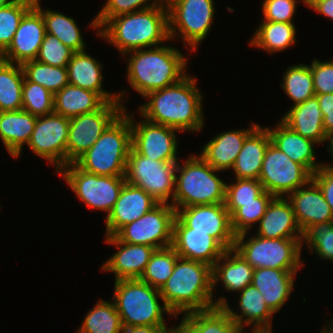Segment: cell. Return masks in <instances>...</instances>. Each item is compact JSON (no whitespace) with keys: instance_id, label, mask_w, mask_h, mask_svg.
<instances>
[{"instance_id":"6da1fadb","label":"cell","mask_w":333,"mask_h":333,"mask_svg":"<svg viewBox=\"0 0 333 333\" xmlns=\"http://www.w3.org/2000/svg\"><path fill=\"white\" fill-rule=\"evenodd\" d=\"M196 79L186 75L179 82L148 93L146 103L139 106L140 117L155 124L179 131L197 132L203 129V95Z\"/></svg>"},{"instance_id":"7a4b0ae2","label":"cell","mask_w":333,"mask_h":333,"mask_svg":"<svg viewBox=\"0 0 333 333\" xmlns=\"http://www.w3.org/2000/svg\"><path fill=\"white\" fill-rule=\"evenodd\" d=\"M99 37L114 45L123 57L131 51L160 46L170 40L168 7L159 5L110 18L99 29Z\"/></svg>"},{"instance_id":"3957f363","label":"cell","mask_w":333,"mask_h":333,"mask_svg":"<svg viewBox=\"0 0 333 333\" xmlns=\"http://www.w3.org/2000/svg\"><path fill=\"white\" fill-rule=\"evenodd\" d=\"M212 266L178 257L172 275L160 289L173 317L215 307Z\"/></svg>"},{"instance_id":"277c9868","label":"cell","mask_w":333,"mask_h":333,"mask_svg":"<svg viewBox=\"0 0 333 333\" xmlns=\"http://www.w3.org/2000/svg\"><path fill=\"white\" fill-rule=\"evenodd\" d=\"M125 55L129 57L126 79L142 97L173 85L187 75L188 60L170 45L135 50Z\"/></svg>"},{"instance_id":"5b68a950","label":"cell","mask_w":333,"mask_h":333,"mask_svg":"<svg viewBox=\"0 0 333 333\" xmlns=\"http://www.w3.org/2000/svg\"><path fill=\"white\" fill-rule=\"evenodd\" d=\"M124 111L74 163L82 170L104 176H125L131 149V122Z\"/></svg>"},{"instance_id":"8992f818","label":"cell","mask_w":333,"mask_h":333,"mask_svg":"<svg viewBox=\"0 0 333 333\" xmlns=\"http://www.w3.org/2000/svg\"><path fill=\"white\" fill-rule=\"evenodd\" d=\"M175 192L172 206L175 209L192 205L225 203L226 184L210 164L199 155H190L185 163L176 166Z\"/></svg>"},{"instance_id":"52a82bcc","label":"cell","mask_w":333,"mask_h":333,"mask_svg":"<svg viewBox=\"0 0 333 333\" xmlns=\"http://www.w3.org/2000/svg\"><path fill=\"white\" fill-rule=\"evenodd\" d=\"M113 299L123 327L166 325L164 312L171 317V311L160 300V290L140 279L115 281Z\"/></svg>"},{"instance_id":"ba28073f","label":"cell","mask_w":333,"mask_h":333,"mask_svg":"<svg viewBox=\"0 0 333 333\" xmlns=\"http://www.w3.org/2000/svg\"><path fill=\"white\" fill-rule=\"evenodd\" d=\"M246 237L247 232L236 235L233 249L254 269L299 271L304 266L303 238H263L255 234L246 241Z\"/></svg>"},{"instance_id":"9c48e42d","label":"cell","mask_w":333,"mask_h":333,"mask_svg":"<svg viewBox=\"0 0 333 333\" xmlns=\"http://www.w3.org/2000/svg\"><path fill=\"white\" fill-rule=\"evenodd\" d=\"M169 37L179 34L183 44L196 51L213 24L214 0H166Z\"/></svg>"},{"instance_id":"30bf717a","label":"cell","mask_w":333,"mask_h":333,"mask_svg":"<svg viewBox=\"0 0 333 333\" xmlns=\"http://www.w3.org/2000/svg\"><path fill=\"white\" fill-rule=\"evenodd\" d=\"M80 201L92 210L107 213L112 211L120 191L125 184V176L96 175L80 169L75 163L65 165L58 172Z\"/></svg>"},{"instance_id":"8fae6325","label":"cell","mask_w":333,"mask_h":333,"mask_svg":"<svg viewBox=\"0 0 333 333\" xmlns=\"http://www.w3.org/2000/svg\"><path fill=\"white\" fill-rule=\"evenodd\" d=\"M178 162L156 161L138 154L132 147L128 153L125 180L142 188L158 203L172 204ZM168 200L171 202L168 203Z\"/></svg>"},{"instance_id":"7c38bea8","label":"cell","mask_w":333,"mask_h":333,"mask_svg":"<svg viewBox=\"0 0 333 333\" xmlns=\"http://www.w3.org/2000/svg\"><path fill=\"white\" fill-rule=\"evenodd\" d=\"M175 208L158 203L145 215L120 228L114 236L124 243L149 245L155 249L172 245Z\"/></svg>"},{"instance_id":"4fadbf2b","label":"cell","mask_w":333,"mask_h":333,"mask_svg":"<svg viewBox=\"0 0 333 333\" xmlns=\"http://www.w3.org/2000/svg\"><path fill=\"white\" fill-rule=\"evenodd\" d=\"M312 179L301 164L291 160L271 142L266 148L258 180L263 189L274 197H286Z\"/></svg>"},{"instance_id":"5bb4252c","label":"cell","mask_w":333,"mask_h":333,"mask_svg":"<svg viewBox=\"0 0 333 333\" xmlns=\"http://www.w3.org/2000/svg\"><path fill=\"white\" fill-rule=\"evenodd\" d=\"M124 109L125 106L120 101H111L96 111L71 118L67 141V164L74 163L90 149Z\"/></svg>"},{"instance_id":"9a60e30c","label":"cell","mask_w":333,"mask_h":333,"mask_svg":"<svg viewBox=\"0 0 333 333\" xmlns=\"http://www.w3.org/2000/svg\"><path fill=\"white\" fill-rule=\"evenodd\" d=\"M70 119L55 112L37 116L27 146L37 156L56 166V172L67 165V141Z\"/></svg>"},{"instance_id":"2e32d148","label":"cell","mask_w":333,"mask_h":333,"mask_svg":"<svg viewBox=\"0 0 333 333\" xmlns=\"http://www.w3.org/2000/svg\"><path fill=\"white\" fill-rule=\"evenodd\" d=\"M176 210V218L191 232H206L214 237L226 250L233 249L235 237L231 227V216L225 203L192 205Z\"/></svg>"},{"instance_id":"e0dca14e","label":"cell","mask_w":333,"mask_h":333,"mask_svg":"<svg viewBox=\"0 0 333 333\" xmlns=\"http://www.w3.org/2000/svg\"><path fill=\"white\" fill-rule=\"evenodd\" d=\"M131 122V147L140 155L156 161L178 162V143L176 130L161 124H155L146 119Z\"/></svg>"},{"instance_id":"ac0fdd59","label":"cell","mask_w":333,"mask_h":333,"mask_svg":"<svg viewBox=\"0 0 333 333\" xmlns=\"http://www.w3.org/2000/svg\"><path fill=\"white\" fill-rule=\"evenodd\" d=\"M239 309L241 314L234 312L225 297L214 299L215 307H223L227 314L235 321L241 332L245 326L253 325V332H272V315L263 295L250 284L239 292Z\"/></svg>"},{"instance_id":"d6986e66","label":"cell","mask_w":333,"mask_h":333,"mask_svg":"<svg viewBox=\"0 0 333 333\" xmlns=\"http://www.w3.org/2000/svg\"><path fill=\"white\" fill-rule=\"evenodd\" d=\"M45 34L42 14L33 6L22 18L12 42L4 51L5 61L22 65L36 60Z\"/></svg>"},{"instance_id":"ffe728a7","label":"cell","mask_w":333,"mask_h":333,"mask_svg":"<svg viewBox=\"0 0 333 333\" xmlns=\"http://www.w3.org/2000/svg\"><path fill=\"white\" fill-rule=\"evenodd\" d=\"M179 257L214 266L226 249L206 232H191L176 217L173 221L172 245Z\"/></svg>"},{"instance_id":"44dd1931","label":"cell","mask_w":333,"mask_h":333,"mask_svg":"<svg viewBox=\"0 0 333 333\" xmlns=\"http://www.w3.org/2000/svg\"><path fill=\"white\" fill-rule=\"evenodd\" d=\"M105 241L117 247V251L103 263L102 271L113 272L115 281L140 279L155 248L149 245L124 243L114 235L106 236Z\"/></svg>"},{"instance_id":"7402d4cb","label":"cell","mask_w":333,"mask_h":333,"mask_svg":"<svg viewBox=\"0 0 333 333\" xmlns=\"http://www.w3.org/2000/svg\"><path fill=\"white\" fill-rule=\"evenodd\" d=\"M158 202L142 188L125 182L114 207L106 219V236H113L120 228L136 221Z\"/></svg>"},{"instance_id":"603a6c76","label":"cell","mask_w":333,"mask_h":333,"mask_svg":"<svg viewBox=\"0 0 333 333\" xmlns=\"http://www.w3.org/2000/svg\"><path fill=\"white\" fill-rule=\"evenodd\" d=\"M292 205L297 223L303 234L314 224L333 221L330 205L319 186L311 179L286 197Z\"/></svg>"},{"instance_id":"cb8c5ba5","label":"cell","mask_w":333,"mask_h":333,"mask_svg":"<svg viewBox=\"0 0 333 333\" xmlns=\"http://www.w3.org/2000/svg\"><path fill=\"white\" fill-rule=\"evenodd\" d=\"M69 84L96 92L105 102L120 101L123 105V95L109 93L103 89L102 63L90 56L86 51L74 52L67 64Z\"/></svg>"},{"instance_id":"d4e9b609","label":"cell","mask_w":333,"mask_h":333,"mask_svg":"<svg viewBox=\"0 0 333 333\" xmlns=\"http://www.w3.org/2000/svg\"><path fill=\"white\" fill-rule=\"evenodd\" d=\"M258 125L251 123L249 129L230 130L217 134L203 146L199 156L215 170L221 172L231 170L246 137Z\"/></svg>"},{"instance_id":"484cf974","label":"cell","mask_w":333,"mask_h":333,"mask_svg":"<svg viewBox=\"0 0 333 333\" xmlns=\"http://www.w3.org/2000/svg\"><path fill=\"white\" fill-rule=\"evenodd\" d=\"M263 238H303L292 205L286 197H274L257 226Z\"/></svg>"},{"instance_id":"4316f807","label":"cell","mask_w":333,"mask_h":333,"mask_svg":"<svg viewBox=\"0 0 333 333\" xmlns=\"http://www.w3.org/2000/svg\"><path fill=\"white\" fill-rule=\"evenodd\" d=\"M271 143L285 153L291 160L303 165L311 174L315 173L322 163L316 162L314 148L317 143L302 137L290 129L281 120L275 127H267Z\"/></svg>"},{"instance_id":"83f0119b","label":"cell","mask_w":333,"mask_h":333,"mask_svg":"<svg viewBox=\"0 0 333 333\" xmlns=\"http://www.w3.org/2000/svg\"><path fill=\"white\" fill-rule=\"evenodd\" d=\"M296 275L297 271L258 268L254 269L251 284L263 295L267 306L275 314L290 297Z\"/></svg>"},{"instance_id":"f1b7e54d","label":"cell","mask_w":333,"mask_h":333,"mask_svg":"<svg viewBox=\"0 0 333 333\" xmlns=\"http://www.w3.org/2000/svg\"><path fill=\"white\" fill-rule=\"evenodd\" d=\"M281 121L302 137L313 140L317 144L326 141L323 113L316 95L303 103L291 106L282 116Z\"/></svg>"},{"instance_id":"f546056e","label":"cell","mask_w":333,"mask_h":333,"mask_svg":"<svg viewBox=\"0 0 333 333\" xmlns=\"http://www.w3.org/2000/svg\"><path fill=\"white\" fill-rule=\"evenodd\" d=\"M271 142L267 127L258 125L245 139L232 167L236 179H257L260 176L263 158Z\"/></svg>"},{"instance_id":"4dcf8cb0","label":"cell","mask_w":333,"mask_h":333,"mask_svg":"<svg viewBox=\"0 0 333 333\" xmlns=\"http://www.w3.org/2000/svg\"><path fill=\"white\" fill-rule=\"evenodd\" d=\"M254 268L234 249L226 250L212 267L213 290L222 282L226 291L241 292L252 282Z\"/></svg>"},{"instance_id":"1f68e13d","label":"cell","mask_w":333,"mask_h":333,"mask_svg":"<svg viewBox=\"0 0 333 333\" xmlns=\"http://www.w3.org/2000/svg\"><path fill=\"white\" fill-rule=\"evenodd\" d=\"M36 120L37 116L23 109L0 112V138L13 158L29 143Z\"/></svg>"},{"instance_id":"d6a6232c","label":"cell","mask_w":333,"mask_h":333,"mask_svg":"<svg viewBox=\"0 0 333 333\" xmlns=\"http://www.w3.org/2000/svg\"><path fill=\"white\" fill-rule=\"evenodd\" d=\"M171 333H241L223 307H213L184 315Z\"/></svg>"},{"instance_id":"836d02e7","label":"cell","mask_w":333,"mask_h":333,"mask_svg":"<svg viewBox=\"0 0 333 333\" xmlns=\"http://www.w3.org/2000/svg\"><path fill=\"white\" fill-rule=\"evenodd\" d=\"M105 103L96 92L71 84L54 94V112L69 119L96 111Z\"/></svg>"},{"instance_id":"e575fe53","label":"cell","mask_w":333,"mask_h":333,"mask_svg":"<svg viewBox=\"0 0 333 333\" xmlns=\"http://www.w3.org/2000/svg\"><path fill=\"white\" fill-rule=\"evenodd\" d=\"M295 35L293 23L262 21L249 45L273 54L292 47L296 43Z\"/></svg>"},{"instance_id":"d590c367","label":"cell","mask_w":333,"mask_h":333,"mask_svg":"<svg viewBox=\"0 0 333 333\" xmlns=\"http://www.w3.org/2000/svg\"><path fill=\"white\" fill-rule=\"evenodd\" d=\"M34 7L42 14L46 33L57 37L74 52L85 51V43L75 20L58 11L44 10L40 0H35Z\"/></svg>"},{"instance_id":"8d00e7d4","label":"cell","mask_w":333,"mask_h":333,"mask_svg":"<svg viewBox=\"0 0 333 333\" xmlns=\"http://www.w3.org/2000/svg\"><path fill=\"white\" fill-rule=\"evenodd\" d=\"M77 333H123L120 315L112 300H99L87 312Z\"/></svg>"},{"instance_id":"74e56055","label":"cell","mask_w":333,"mask_h":333,"mask_svg":"<svg viewBox=\"0 0 333 333\" xmlns=\"http://www.w3.org/2000/svg\"><path fill=\"white\" fill-rule=\"evenodd\" d=\"M16 65V66H15ZM24 72L20 64L4 61L0 66V112L22 109Z\"/></svg>"},{"instance_id":"f35d334b","label":"cell","mask_w":333,"mask_h":333,"mask_svg":"<svg viewBox=\"0 0 333 333\" xmlns=\"http://www.w3.org/2000/svg\"><path fill=\"white\" fill-rule=\"evenodd\" d=\"M274 196L265 190L257 197V202L225 203L231 216V227L235 235L247 232L266 212Z\"/></svg>"},{"instance_id":"ab89813d","label":"cell","mask_w":333,"mask_h":333,"mask_svg":"<svg viewBox=\"0 0 333 333\" xmlns=\"http://www.w3.org/2000/svg\"><path fill=\"white\" fill-rule=\"evenodd\" d=\"M282 78L280 86L292 100L293 106L315 96L310 65L302 63L288 67Z\"/></svg>"},{"instance_id":"60d3db41","label":"cell","mask_w":333,"mask_h":333,"mask_svg":"<svg viewBox=\"0 0 333 333\" xmlns=\"http://www.w3.org/2000/svg\"><path fill=\"white\" fill-rule=\"evenodd\" d=\"M24 77L39 84L55 94L69 84L67 67L43 64L37 60H30L22 65Z\"/></svg>"},{"instance_id":"b9f144b4","label":"cell","mask_w":333,"mask_h":333,"mask_svg":"<svg viewBox=\"0 0 333 333\" xmlns=\"http://www.w3.org/2000/svg\"><path fill=\"white\" fill-rule=\"evenodd\" d=\"M178 257L172 246L155 249L140 280L160 290L172 275Z\"/></svg>"},{"instance_id":"7bdbcfd3","label":"cell","mask_w":333,"mask_h":333,"mask_svg":"<svg viewBox=\"0 0 333 333\" xmlns=\"http://www.w3.org/2000/svg\"><path fill=\"white\" fill-rule=\"evenodd\" d=\"M35 0H11L0 7V50L5 51L12 42L24 15L34 6Z\"/></svg>"},{"instance_id":"ee69618b","label":"cell","mask_w":333,"mask_h":333,"mask_svg":"<svg viewBox=\"0 0 333 333\" xmlns=\"http://www.w3.org/2000/svg\"><path fill=\"white\" fill-rule=\"evenodd\" d=\"M107 0L101 11L91 21L90 27L96 29L99 37V29L110 19L123 14L149 9L159 5H167L166 0ZM149 2V3H148Z\"/></svg>"},{"instance_id":"f6af8a7d","label":"cell","mask_w":333,"mask_h":333,"mask_svg":"<svg viewBox=\"0 0 333 333\" xmlns=\"http://www.w3.org/2000/svg\"><path fill=\"white\" fill-rule=\"evenodd\" d=\"M22 109L35 116L54 112V94L43 86L24 77L22 87Z\"/></svg>"},{"instance_id":"bcb514c9","label":"cell","mask_w":333,"mask_h":333,"mask_svg":"<svg viewBox=\"0 0 333 333\" xmlns=\"http://www.w3.org/2000/svg\"><path fill=\"white\" fill-rule=\"evenodd\" d=\"M304 241L310 253L315 252L323 260L333 262V221L311 226L304 233L303 243Z\"/></svg>"},{"instance_id":"7dc6e473","label":"cell","mask_w":333,"mask_h":333,"mask_svg":"<svg viewBox=\"0 0 333 333\" xmlns=\"http://www.w3.org/2000/svg\"><path fill=\"white\" fill-rule=\"evenodd\" d=\"M73 53L57 37L46 33L36 60L47 65L67 67Z\"/></svg>"},{"instance_id":"c3c4849f","label":"cell","mask_w":333,"mask_h":333,"mask_svg":"<svg viewBox=\"0 0 333 333\" xmlns=\"http://www.w3.org/2000/svg\"><path fill=\"white\" fill-rule=\"evenodd\" d=\"M264 191L257 179H236L235 183L226 184L225 203L257 202V197Z\"/></svg>"},{"instance_id":"681fc988","label":"cell","mask_w":333,"mask_h":333,"mask_svg":"<svg viewBox=\"0 0 333 333\" xmlns=\"http://www.w3.org/2000/svg\"><path fill=\"white\" fill-rule=\"evenodd\" d=\"M299 0H263V21L293 23Z\"/></svg>"},{"instance_id":"f907efd6","label":"cell","mask_w":333,"mask_h":333,"mask_svg":"<svg viewBox=\"0 0 333 333\" xmlns=\"http://www.w3.org/2000/svg\"><path fill=\"white\" fill-rule=\"evenodd\" d=\"M331 61L313 59L310 64L315 94L333 93V58Z\"/></svg>"},{"instance_id":"816d5d0a","label":"cell","mask_w":333,"mask_h":333,"mask_svg":"<svg viewBox=\"0 0 333 333\" xmlns=\"http://www.w3.org/2000/svg\"><path fill=\"white\" fill-rule=\"evenodd\" d=\"M312 180L319 186L333 213V170L321 166L312 174Z\"/></svg>"},{"instance_id":"f5cc1de1","label":"cell","mask_w":333,"mask_h":333,"mask_svg":"<svg viewBox=\"0 0 333 333\" xmlns=\"http://www.w3.org/2000/svg\"><path fill=\"white\" fill-rule=\"evenodd\" d=\"M323 113V127L327 136L333 135V93L315 94Z\"/></svg>"},{"instance_id":"db71d44e","label":"cell","mask_w":333,"mask_h":333,"mask_svg":"<svg viewBox=\"0 0 333 333\" xmlns=\"http://www.w3.org/2000/svg\"><path fill=\"white\" fill-rule=\"evenodd\" d=\"M307 6L333 21V0H307Z\"/></svg>"},{"instance_id":"11a10c76","label":"cell","mask_w":333,"mask_h":333,"mask_svg":"<svg viewBox=\"0 0 333 333\" xmlns=\"http://www.w3.org/2000/svg\"><path fill=\"white\" fill-rule=\"evenodd\" d=\"M123 333H171L166 325L123 327Z\"/></svg>"},{"instance_id":"9f6ffc18","label":"cell","mask_w":333,"mask_h":333,"mask_svg":"<svg viewBox=\"0 0 333 333\" xmlns=\"http://www.w3.org/2000/svg\"><path fill=\"white\" fill-rule=\"evenodd\" d=\"M325 142H328L327 150H328V152H330L332 154V158H333V135L327 136ZM322 166L327 169L333 170V165H330V164L327 165V163H322Z\"/></svg>"},{"instance_id":"6f0895ef","label":"cell","mask_w":333,"mask_h":333,"mask_svg":"<svg viewBox=\"0 0 333 333\" xmlns=\"http://www.w3.org/2000/svg\"><path fill=\"white\" fill-rule=\"evenodd\" d=\"M330 322L331 323L326 325L327 327L323 326L324 328H322L321 333H333V320L332 321L330 320Z\"/></svg>"},{"instance_id":"680465c9","label":"cell","mask_w":333,"mask_h":333,"mask_svg":"<svg viewBox=\"0 0 333 333\" xmlns=\"http://www.w3.org/2000/svg\"><path fill=\"white\" fill-rule=\"evenodd\" d=\"M5 61L4 52L0 50V66Z\"/></svg>"},{"instance_id":"91938a15","label":"cell","mask_w":333,"mask_h":333,"mask_svg":"<svg viewBox=\"0 0 333 333\" xmlns=\"http://www.w3.org/2000/svg\"><path fill=\"white\" fill-rule=\"evenodd\" d=\"M9 1H11V0H0V7H3V6L6 5Z\"/></svg>"},{"instance_id":"94428289","label":"cell","mask_w":333,"mask_h":333,"mask_svg":"<svg viewBox=\"0 0 333 333\" xmlns=\"http://www.w3.org/2000/svg\"><path fill=\"white\" fill-rule=\"evenodd\" d=\"M302 2L307 6V0H302Z\"/></svg>"}]
</instances>
